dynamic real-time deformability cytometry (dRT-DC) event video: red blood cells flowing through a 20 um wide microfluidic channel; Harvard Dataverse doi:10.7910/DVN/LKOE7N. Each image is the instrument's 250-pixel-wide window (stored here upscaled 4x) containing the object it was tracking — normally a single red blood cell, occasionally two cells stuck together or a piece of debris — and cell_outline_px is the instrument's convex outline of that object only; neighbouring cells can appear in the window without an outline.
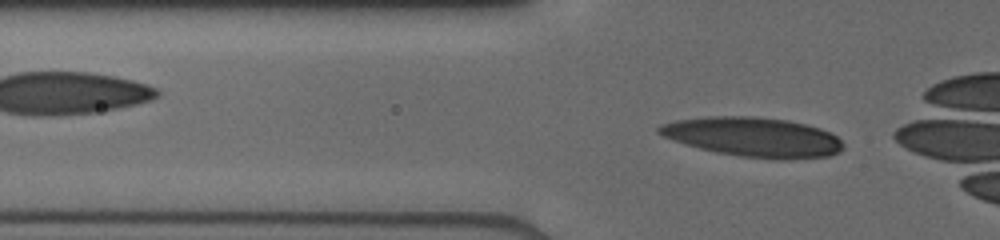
{"species": "human", "species_latin": "Homo sapiens", "temperature_condition": "cold", "stored_images_in_passage": 6, "camera_frame_rate_fps": 3000, "um_per_image_px": 0.085, "donor": {"sex": "male"}, "frame": {"image": 1, "passage_image": 6, "time_ms": 5.0, "image_size_px": [1000, 240], "cell_outline_px": [[844, 148], [840, 152], [828, 156], [784, 160], [776, 160], [740, 156], [716, 152], [684, 144], [664, 136], [656, 132], [656, 128], [660, 124], [676, 120], [708, 116], [748, 116], [788, 120], [820, 128], [836, 136], [844, 144]], "centroid_in_image_um": [64.02, 11.65], "position_along_channel_um": 61.8, "area_um2": 42.48}}